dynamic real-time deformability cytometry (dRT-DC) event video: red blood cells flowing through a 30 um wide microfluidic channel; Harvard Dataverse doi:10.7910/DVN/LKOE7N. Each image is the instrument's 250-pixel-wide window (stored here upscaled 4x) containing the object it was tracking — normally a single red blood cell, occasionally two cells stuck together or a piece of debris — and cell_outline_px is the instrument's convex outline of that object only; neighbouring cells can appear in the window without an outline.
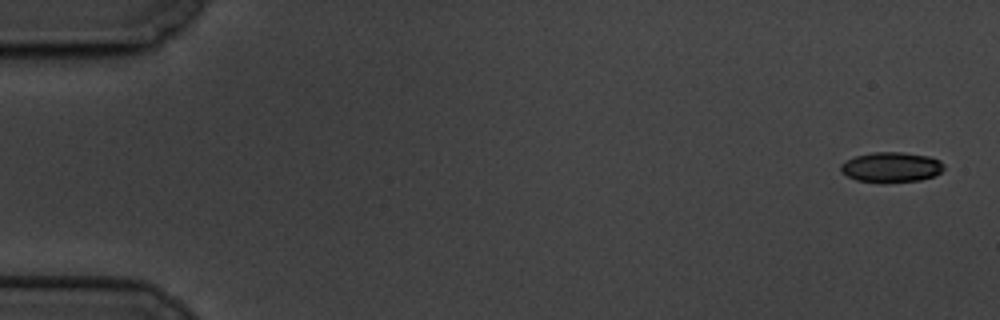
{"species": "common noctule bat (a hibernating species)", "species_latin": "Nyctalus noctula", "temperature_condition": "cold", "stored_images_in_passage": 6, "camera_frame_rate_fps": 3000, "um_per_image_px": 0.085, "animal": {"sex": "male", "body_mass_g": 19.5, "forearm_length_mm": 54.6}, "frame": {"image": 1, "passage_image": 1, "time_ms": 0.0, "image_size_px": [1000, 320], "cell_outline_px": [[944, 168], [940, 172], [932, 176], [920, 180], [884, 184], [856, 180], [840, 172], [840, 164], [856, 156], [872, 152], [900, 152], [928, 156], [940, 160], [944, 164]], "centroid_in_image_um": [75.74, 14.23], "position_along_channel_um": 9.3, "area_um2": 18.32}}
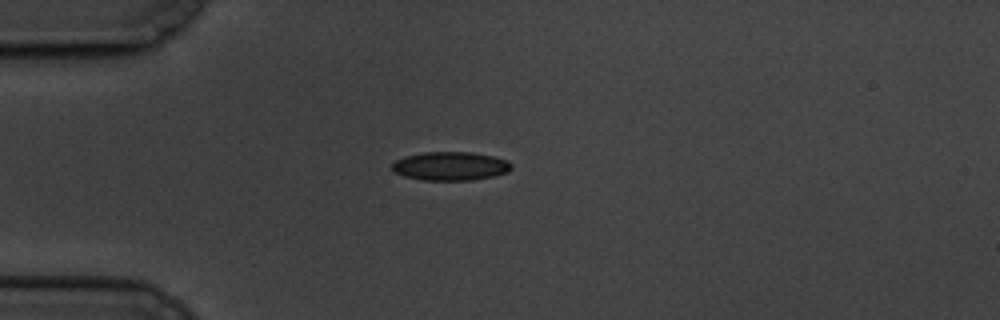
{"frame": {"image": 2, "passage_image": 4, "time_ms": 4.667, "image_size_px": [1000, 320], "cell_outline_px": [[512, 168], [508, 172], [492, 176], [472, 180], [424, 180], [404, 176], [396, 172], [392, 168], [392, 164], [396, 160], [404, 156], [424, 152], [472, 152], [492, 156], [508, 160], [512, 164]], "centroid_in_image_um": [38.31, 14.11], "position_along_channel_um": 46.7, "area_um2": 19.88}}
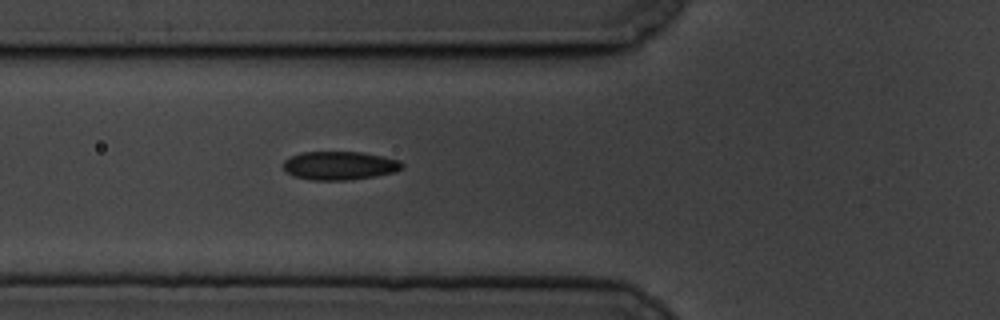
{"frame": {"image": 3, "passage_image": 6, "time_ms": 6.667, "image_size_px": [1000, 320], "cell_outline_px": [[404, 168], [396, 172], [348, 180], [312, 180], [292, 176], [284, 168], [284, 160], [300, 152], [360, 152], [400, 160], [404, 164]], "centroid_in_image_um": [28.88, 14.07], "position_along_channel_um": 96.9, "area_um2": 19.65}}